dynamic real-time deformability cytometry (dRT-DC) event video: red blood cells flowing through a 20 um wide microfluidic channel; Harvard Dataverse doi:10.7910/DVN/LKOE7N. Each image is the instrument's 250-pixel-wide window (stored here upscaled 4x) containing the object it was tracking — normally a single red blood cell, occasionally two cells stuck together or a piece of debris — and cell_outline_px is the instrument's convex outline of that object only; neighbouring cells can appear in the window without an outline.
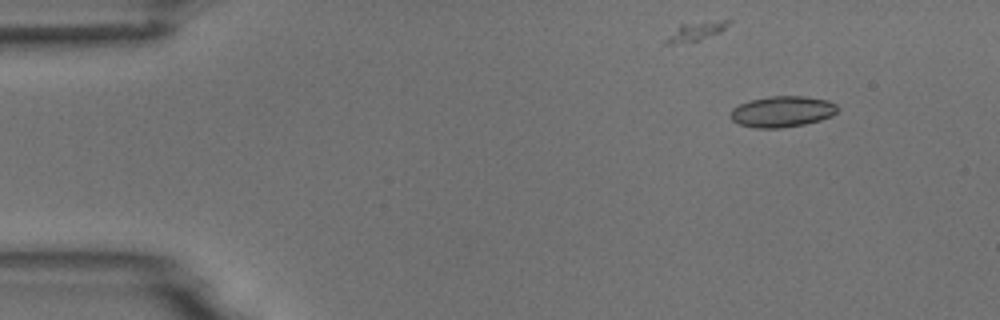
{"species": "common noctule bat (a hibernating species)", "species_latin": "Nyctalus noctula", "temperature_condition": "room temperature", "stored_images_in_passage": 6, "camera_frame_rate_fps": 3000, "um_per_image_px": 0.085, "animal": {"sex": "male", "body_mass_g": 18.8}, "frame": {"image": 1, "passage_image": 2, "time_ms": 1.0, "image_size_px": [1000, 320], "cell_outline_px": [[836, 112], [832, 116], [820, 120], [804, 124], [780, 128], [756, 128], [740, 124], [732, 120], [732, 108], [740, 104], [752, 100], [772, 96], [804, 96], [828, 100], [836, 104]], "centroid_in_image_um": [66.51, 9.48], "position_along_channel_um": 18.5, "area_um2": 19.07}}
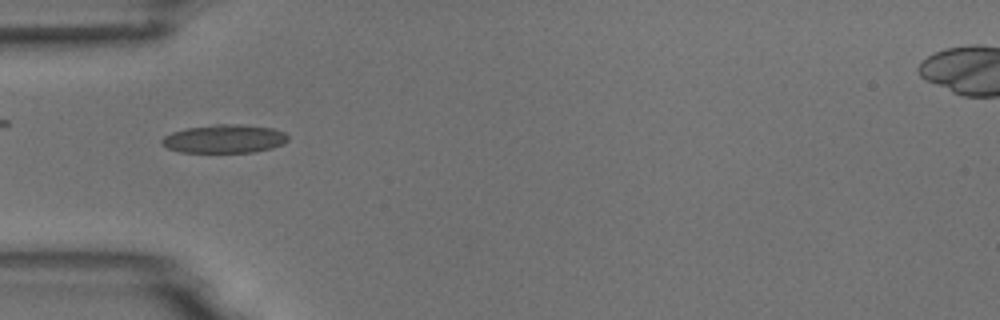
{"frame": {"image": 2, "passage_image": 5, "time_ms": 4.667, "image_size_px": [1000, 320], "cell_outline_px": [[288, 140], [284, 144], [272, 148], [252, 152], [180, 152], [168, 148], [160, 144], [160, 140], [164, 136], [172, 132], [184, 128], [216, 124], [240, 124], [272, 128], [284, 132], [288, 136]], "centroid_in_image_um": [19.05, 11.79], "position_along_channel_um": 65.9, "area_um2": 21.04}}